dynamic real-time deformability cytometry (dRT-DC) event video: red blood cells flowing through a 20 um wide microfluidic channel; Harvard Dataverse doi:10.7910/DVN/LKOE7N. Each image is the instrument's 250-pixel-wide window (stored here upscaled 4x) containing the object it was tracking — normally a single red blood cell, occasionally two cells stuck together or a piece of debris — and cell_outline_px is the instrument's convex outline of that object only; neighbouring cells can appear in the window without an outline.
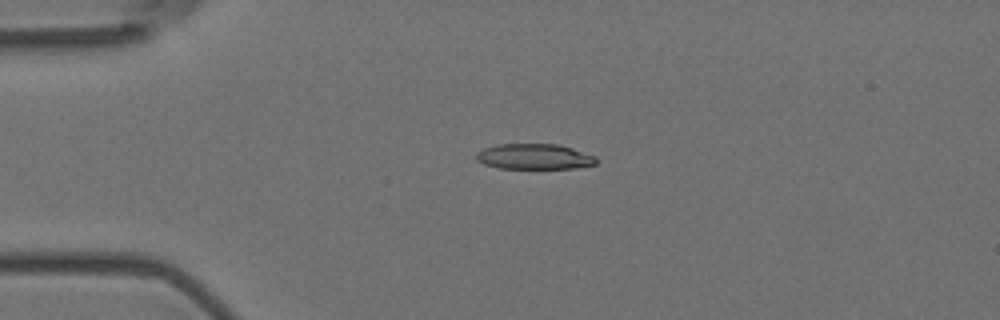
{"species": "Egyptian fruit bat (a non-hibernating species)", "species_latin": "Rousettus aegyptiacus", "temperature_condition": "room temperature", "stored_images_in_passage": 4, "camera_frame_rate_fps": 3000, "um_per_image_px": 0.085, "animal": {"sex": "female"}, "frame": {"image": 1, "passage_image": 4, "time_ms": 1.0, "image_size_px": [1000, 320], "cell_outline_px": [[596, 164], [576, 168], [500, 168], [484, 164], [476, 160], [476, 152], [484, 148], [496, 144], [560, 144], [596, 156]], "centroid_in_image_um": [45.41, 13.3], "position_along_channel_um": 39.6, "area_um2": 17.86}}